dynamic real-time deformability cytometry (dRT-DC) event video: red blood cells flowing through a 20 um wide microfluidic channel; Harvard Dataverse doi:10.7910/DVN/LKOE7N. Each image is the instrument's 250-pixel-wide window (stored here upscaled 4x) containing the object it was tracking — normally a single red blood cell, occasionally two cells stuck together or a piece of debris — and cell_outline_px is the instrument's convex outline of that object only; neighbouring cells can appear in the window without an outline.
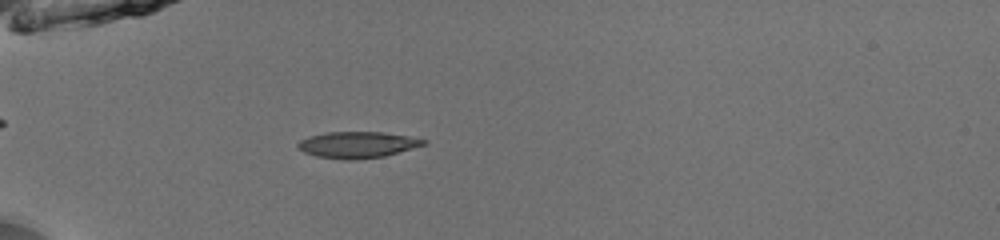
{"species": "common noctule bat (a hibernating species)", "species_latin": "Nyctalus noctula", "temperature_condition": "room temperature", "stored_images_in_passage": 33, "camera_frame_rate_fps": 3000, "um_per_image_px": 0.085, "animal": {"sex": "male", "body_mass_g": 13.0, "forearm_length_mm": 53.1}, "frame": {"image": 1, "passage_image": 1, "time_ms": 0.0, "image_size_px": [1000, 240], "cell_outline_px": [[428, 144], [384, 156], [352, 160], [344, 160], [316, 156], [304, 152], [296, 144], [300, 140], [312, 136], [328, 132], [380, 132], [408, 136], [428, 140]], "centroid_in_image_um": [30.42, 12.31], "position_along_channel_um": 54.6, "area_um2": 19.13}}
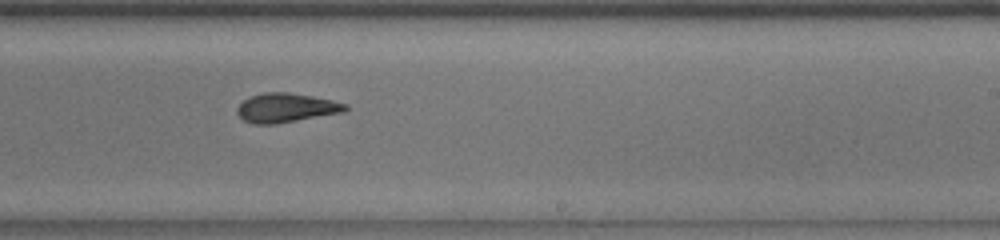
{"frame": {"image": 2, "passage_image": 18, "time_ms": 5.667, "image_size_px": [1000, 240], "cell_outline_px": [[348, 108], [344, 112], [272, 124], [252, 124], [244, 120], [236, 112], [236, 108], [248, 96], [264, 92], [288, 92], [312, 96], [332, 100], [348, 104]], "centroid_in_image_um": [24.29, 9.15], "position_along_channel_um": 264.7, "area_um2": 18.32}}
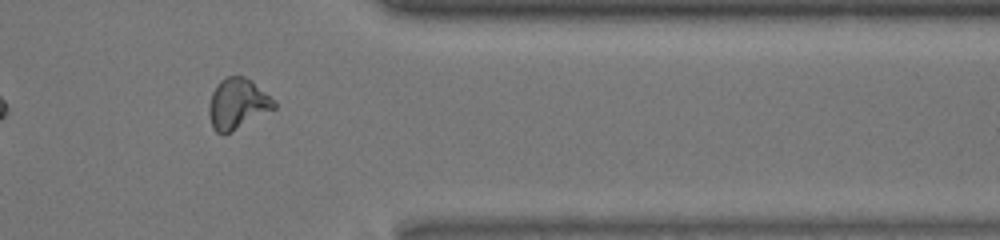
{"frame": {"image": 3, "passage_image": 28, "time_ms": 9.0, "image_size_px": [1000, 240], "cell_outline_px": [[276, 108], [232, 132], [224, 136], [220, 136], [212, 128], [208, 116], [208, 104], [212, 92], [216, 84], [220, 80], [228, 76], [244, 76], [252, 80], [276, 104]], "centroid_in_image_um": [20.13, 8.86], "position_along_channel_um": 391.3, "area_um2": 19.48}, "authors_computed_cell_mechanics": {"area_um2": 18.7272, "velocity_mm_per_s": 3.9741, "shape_relaxation_time_tau1_ms": 4.8095, "shape_relaxation_time_tau2_ms": 1.5149, "deformation_change_tau1": 0.1558, "deformation_change_tau2": 0.0738}}